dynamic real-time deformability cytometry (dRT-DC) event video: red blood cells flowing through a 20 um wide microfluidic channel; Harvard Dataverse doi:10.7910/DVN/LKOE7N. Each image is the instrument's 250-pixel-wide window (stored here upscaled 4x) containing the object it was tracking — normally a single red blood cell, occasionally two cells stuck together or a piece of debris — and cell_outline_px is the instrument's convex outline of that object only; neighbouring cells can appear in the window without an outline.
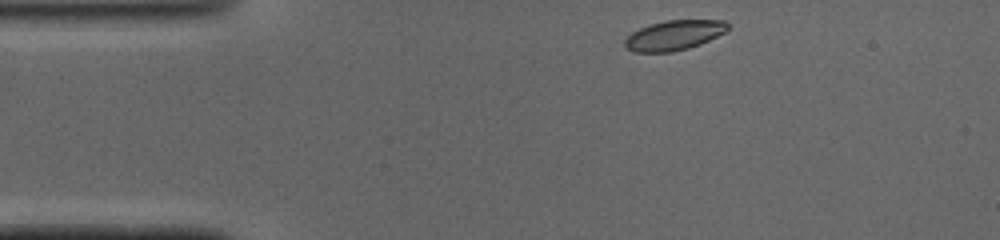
{"species": "common noctule bat (a hibernating species)", "species_latin": "Nyctalus noctula", "temperature_condition": "cold", "stored_images_in_passage": 42, "camera_frame_rate_fps": 3000, "um_per_image_px": 0.085, "animal": {"sex": "male", "body_mass_g": 19.0, "forearm_length_mm": 50.8}, "frame": {"image": 1, "passage_image": 1, "time_ms": 0.0, "image_size_px": [1000, 240], "cell_outline_px": [[728, 28], [724, 32], [700, 44], [688, 48], [672, 52], [632, 52], [624, 48], [624, 40], [632, 32], [640, 28], [664, 20], [724, 20], [728, 24]], "centroid_in_image_um": [57.25, 3.0], "position_along_channel_um": 27.8, "area_um2": 17.86}}
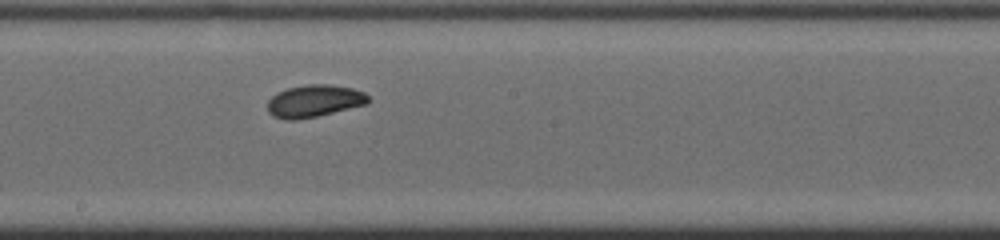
{"frame": {"image": 2, "passage_image": 19, "time_ms": 6.0, "image_size_px": [1000, 240], "cell_outline_px": [[368, 104], [316, 116], [296, 120], [284, 120], [272, 116], [268, 112], [268, 100], [276, 92], [288, 88], [308, 84], [328, 84], [352, 88], [364, 92], [368, 96]], "centroid_in_image_um": [26.68, 8.59], "position_along_channel_um": 221.5, "area_um2": 18.96}}
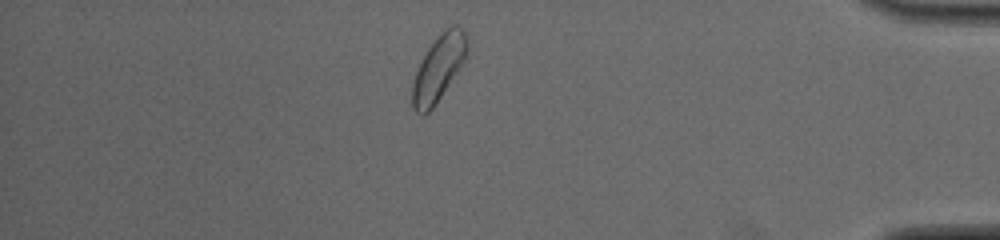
{"frame": {"image": 3, "passage_image": 35, "time_ms": 11.333, "image_size_px": [1000, 240], "cell_outline_px": [[468, 52], [464, 60], [432, 108], [424, 116], [420, 116], [412, 108], [412, 84], [416, 68], [428, 48], [444, 28], [452, 24], [456, 24], [468, 36]], "centroid_in_image_um": [37.26, 5.77], "position_along_channel_um": 397.9, "area_um2": 20.92}, "authors_computed_cell_mechanics": {"area_um2": 18.9584, "velocity_mm_per_s": 4.0662, "shape_relaxation_time_tau1_ms": 1.603, "shape_relaxation_time_tau2_ms": 3.5763, "deformation_change_tau1": 0.0758, "deformation_change_tau2": 0.0598}}